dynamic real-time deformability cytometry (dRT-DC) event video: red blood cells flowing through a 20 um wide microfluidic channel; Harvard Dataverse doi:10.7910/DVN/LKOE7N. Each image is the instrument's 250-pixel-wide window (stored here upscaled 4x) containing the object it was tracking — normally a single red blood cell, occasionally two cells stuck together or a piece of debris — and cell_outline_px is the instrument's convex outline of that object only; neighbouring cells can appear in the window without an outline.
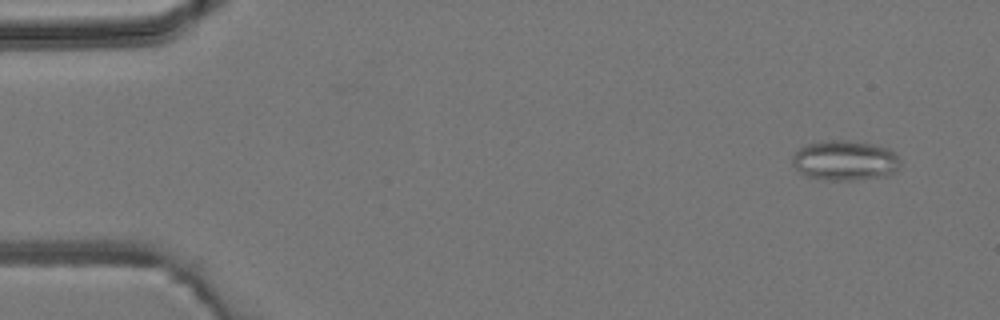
{"species": "common noctule bat (a hibernating species)", "species_latin": "Nyctalus noctula", "temperature_condition": "room temperature", "stored_images_in_passage": 4, "camera_frame_rate_fps": 3000, "um_per_image_px": 0.085, "animal": {"sex": "male", "body_mass_g": 19.2, "forearm_length_mm": 51.8}, "frame": {"image": 1, "passage_image": 1, "time_ms": 0.0, "image_size_px": [1000, 320], "cell_outline_px": [[900, 168], [896, 172], [888, 176], [852, 180], [828, 180], [808, 176], [800, 172], [792, 164], [792, 156], [800, 148], [808, 144], [828, 140], [844, 140], [872, 144], [888, 148], [896, 152], [900, 160]], "centroid_in_image_um": [71.87, 13.65], "position_along_channel_um": 13.1, "area_um2": 25.26}}